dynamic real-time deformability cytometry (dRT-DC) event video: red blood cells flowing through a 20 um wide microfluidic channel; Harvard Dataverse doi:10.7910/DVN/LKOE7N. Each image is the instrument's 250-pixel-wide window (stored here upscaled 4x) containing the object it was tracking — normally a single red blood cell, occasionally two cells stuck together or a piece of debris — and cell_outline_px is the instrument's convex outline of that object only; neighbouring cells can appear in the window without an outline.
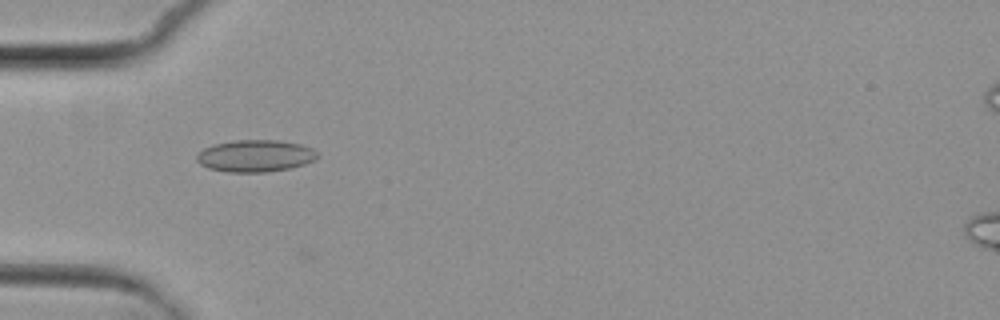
{"species": "common noctule bat (a hibernating species)", "species_latin": "Nyctalus noctula", "temperature_condition": "cold", "stored_images_in_passage": 8, "camera_frame_rate_fps": 3000, "um_per_image_px": 0.085, "animal": {"sex": "female", "body_mass_g": 29.2, "forearm_length_mm": 56.3}, "frame": {"image": 1, "passage_image": 5, "time_ms": 5.333, "image_size_px": [1000, 320], "cell_outline_px": [[320, 156], [316, 160], [304, 164], [288, 168], [268, 172], [228, 172], [208, 168], [200, 164], [196, 160], [196, 152], [212, 144], [232, 140], [280, 140], [300, 144], [312, 148]], "centroid_in_image_um": [21.68, 13.24], "position_along_channel_um": 63.3, "area_um2": 22.77}}
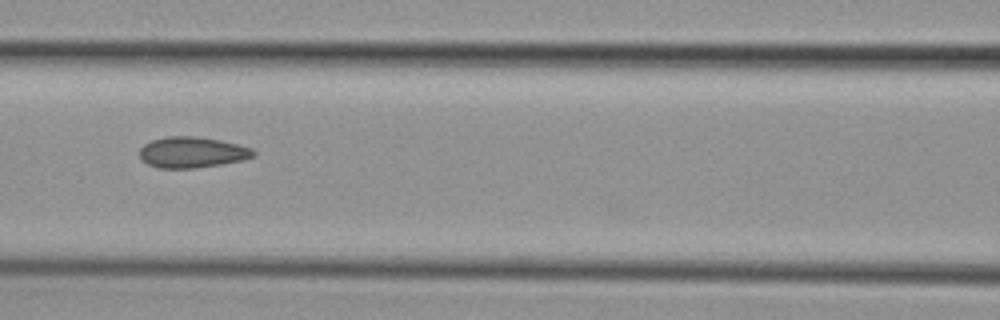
{"frame": {"image": 2, "passage_image": 7, "time_ms": 7.667, "image_size_px": [1000, 320], "cell_outline_px": [[256, 152], [252, 156], [240, 160], [220, 164], [196, 168], [156, 168], [140, 160], [140, 148], [144, 144], [152, 140], [168, 136], [196, 136], [220, 140], [240, 144], [252, 148]], "centroid_in_image_um": [16.3, 12.94], "position_along_channel_um": 150.3, "area_um2": 20.52}}
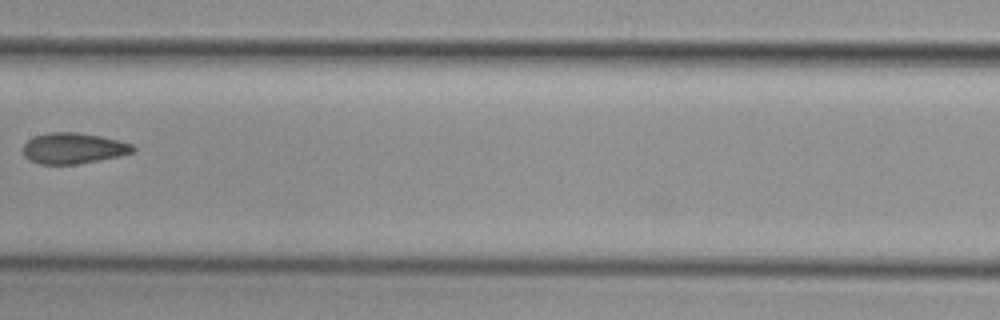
{"frame": {"image": 3, "passage_image": 8, "time_ms": 9.0, "image_size_px": [1000, 320], "cell_outline_px": [[136, 152], [120, 156], [76, 164], [40, 164], [24, 156], [24, 144], [32, 136], [48, 132], [76, 132], [100, 136], [132, 144], [136, 148]], "centroid_in_image_um": [6.25, 12.59], "position_along_channel_um": 201.2, "area_um2": 19.71}}